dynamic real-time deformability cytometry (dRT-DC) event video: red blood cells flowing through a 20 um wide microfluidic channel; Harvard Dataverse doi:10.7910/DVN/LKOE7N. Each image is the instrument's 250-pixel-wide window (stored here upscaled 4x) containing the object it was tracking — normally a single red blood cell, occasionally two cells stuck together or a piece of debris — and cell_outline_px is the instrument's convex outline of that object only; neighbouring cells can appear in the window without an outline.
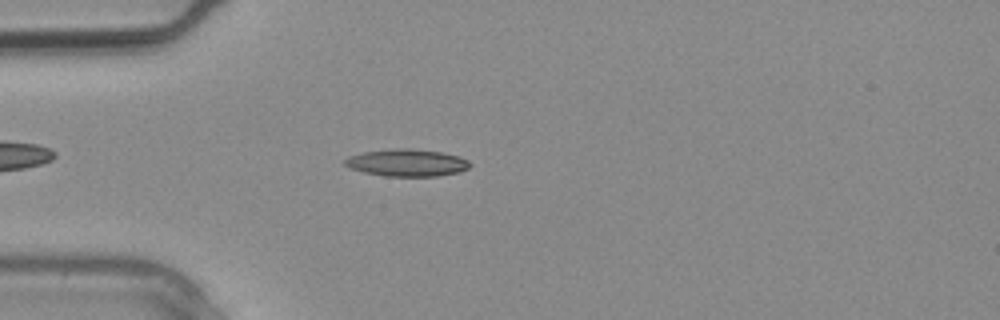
{"species": "common noctule bat (a hibernating species)", "species_latin": "Nyctalus noctula", "temperature_condition": "warm", "stored_images_in_passage": 2, "camera_frame_rate_fps": 3000, "um_per_image_px": 0.085, "animal": {"sex": "male", "body_mass_g": 20.4}, "frame": {"image": 1, "passage_image": 2, "time_ms": 0.333, "image_size_px": [1000, 320], "cell_outline_px": [[472, 164], [468, 168], [460, 172], [436, 176], [384, 176], [364, 172], [348, 168], [344, 164], [344, 160], [348, 156], [364, 152], [396, 148], [412, 148], [444, 152], [460, 156], [468, 160]], "centroid_in_image_um": [34.6, 13.82], "position_along_channel_um": 50.4, "area_um2": 20.06}}